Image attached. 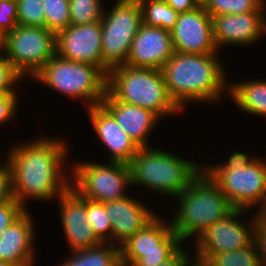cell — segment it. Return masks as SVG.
Here are the masks:
<instances>
[{"instance_id":"obj_12","label":"cell","mask_w":266,"mask_h":266,"mask_svg":"<svg viewBox=\"0 0 266 266\" xmlns=\"http://www.w3.org/2000/svg\"><path fill=\"white\" fill-rule=\"evenodd\" d=\"M247 210L234 209L222 220L211 225L195 241V255L207 259L212 254H220L248 247L254 240L253 218L245 224L241 218ZM250 221V222H249Z\"/></svg>"},{"instance_id":"obj_26","label":"cell","mask_w":266,"mask_h":266,"mask_svg":"<svg viewBox=\"0 0 266 266\" xmlns=\"http://www.w3.org/2000/svg\"><path fill=\"white\" fill-rule=\"evenodd\" d=\"M265 0H208L204 8L211 16L241 14L255 10H265Z\"/></svg>"},{"instance_id":"obj_11","label":"cell","mask_w":266,"mask_h":266,"mask_svg":"<svg viewBox=\"0 0 266 266\" xmlns=\"http://www.w3.org/2000/svg\"><path fill=\"white\" fill-rule=\"evenodd\" d=\"M56 54V34L46 27L22 26L5 35L4 56L23 77H34Z\"/></svg>"},{"instance_id":"obj_4","label":"cell","mask_w":266,"mask_h":266,"mask_svg":"<svg viewBox=\"0 0 266 266\" xmlns=\"http://www.w3.org/2000/svg\"><path fill=\"white\" fill-rule=\"evenodd\" d=\"M249 156L246 152L233 151L225 162L203 165L202 169L235 209L253 206L258 213L266 204V161Z\"/></svg>"},{"instance_id":"obj_24","label":"cell","mask_w":266,"mask_h":266,"mask_svg":"<svg viewBox=\"0 0 266 266\" xmlns=\"http://www.w3.org/2000/svg\"><path fill=\"white\" fill-rule=\"evenodd\" d=\"M142 11V23L171 31L179 16L164 0H137Z\"/></svg>"},{"instance_id":"obj_20","label":"cell","mask_w":266,"mask_h":266,"mask_svg":"<svg viewBox=\"0 0 266 266\" xmlns=\"http://www.w3.org/2000/svg\"><path fill=\"white\" fill-rule=\"evenodd\" d=\"M104 205L106 215L111 220L112 244L117 246L143 229L157 215L151 208H147V205L129 195L119 200L104 202Z\"/></svg>"},{"instance_id":"obj_35","label":"cell","mask_w":266,"mask_h":266,"mask_svg":"<svg viewBox=\"0 0 266 266\" xmlns=\"http://www.w3.org/2000/svg\"><path fill=\"white\" fill-rule=\"evenodd\" d=\"M15 200L13 194L12 169L7 160L0 164V203Z\"/></svg>"},{"instance_id":"obj_34","label":"cell","mask_w":266,"mask_h":266,"mask_svg":"<svg viewBox=\"0 0 266 266\" xmlns=\"http://www.w3.org/2000/svg\"><path fill=\"white\" fill-rule=\"evenodd\" d=\"M253 241L258 250L260 266H266V219L259 212L255 213Z\"/></svg>"},{"instance_id":"obj_27","label":"cell","mask_w":266,"mask_h":266,"mask_svg":"<svg viewBox=\"0 0 266 266\" xmlns=\"http://www.w3.org/2000/svg\"><path fill=\"white\" fill-rule=\"evenodd\" d=\"M101 2L102 0H69L70 25L100 22L104 12Z\"/></svg>"},{"instance_id":"obj_40","label":"cell","mask_w":266,"mask_h":266,"mask_svg":"<svg viewBox=\"0 0 266 266\" xmlns=\"http://www.w3.org/2000/svg\"><path fill=\"white\" fill-rule=\"evenodd\" d=\"M5 53V34L0 31V56Z\"/></svg>"},{"instance_id":"obj_16","label":"cell","mask_w":266,"mask_h":266,"mask_svg":"<svg viewBox=\"0 0 266 266\" xmlns=\"http://www.w3.org/2000/svg\"><path fill=\"white\" fill-rule=\"evenodd\" d=\"M59 213L62 228L70 251L95 247L102 242L87 221L86 198L73 188L67 189L59 198Z\"/></svg>"},{"instance_id":"obj_10","label":"cell","mask_w":266,"mask_h":266,"mask_svg":"<svg viewBox=\"0 0 266 266\" xmlns=\"http://www.w3.org/2000/svg\"><path fill=\"white\" fill-rule=\"evenodd\" d=\"M168 221L157 215L143 229L129 237L119 246L120 259L138 266H157L170 259L184 243Z\"/></svg>"},{"instance_id":"obj_3","label":"cell","mask_w":266,"mask_h":266,"mask_svg":"<svg viewBox=\"0 0 266 266\" xmlns=\"http://www.w3.org/2000/svg\"><path fill=\"white\" fill-rule=\"evenodd\" d=\"M176 198L179 206L170 222L173 231L184 243L190 237L195 241L211 225L235 209L203 169Z\"/></svg>"},{"instance_id":"obj_13","label":"cell","mask_w":266,"mask_h":266,"mask_svg":"<svg viewBox=\"0 0 266 266\" xmlns=\"http://www.w3.org/2000/svg\"><path fill=\"white\" fill-rule=\"evenodd\" d=\"M101 21L69 25L56 34V54L64 59L99 67L106 75L109 70L102 64Z\"/></svg>"},{"instance_id":"obj_32","label":"cell","mask_w":266,"mask_h":266,"mask_svg":"<svg viewBox=\"0 0 266 266\" xmlns=\"http://www.w3.org/2000/svg\"><path fill=\"white\" fill-rule=\"evenodd\" d=\"M17 0H0V31L5 35L17 27Z\"/></svg>"},{"instance_id":"obj_19","label":"cell","mask_w":266,"mask_h":266,"mask_svg":"<svg viewBox=\"0 0 266 266\" xmlns=\"http://www.w3.org/2000/svg\"><path fill=\"white\" fill-rule=\"evenodd\" d=\"M92 127L108 151V161L129 163L139 146L126 134L115 118L102 106L86 108Z\"/></svg>"},{"instance_id":"obj_5","label":"cell","mask_w":266,"mask_h":266,"mask_svg":"<svg viewBox=\"0 0 266 266\" xmlns=\"http://www.w3.org/2000/svg\"><path fill=\"white\" fill-rule=\"evenodd\" d=\"M107 92L115 100L153 111L161 119L183 112L169 96L162 70L114 67L107 74Z\"/></svg>"},{"instance_id":"obj_36","label":"cell","mask_w":266,"mask_h":266,"mask_svg":"<svg viewBox=\"0 0 266 266\" xmlns=\"http://www.w3.org/2000/svg\"><path fill=\"white\" fill-rule=\"evenodd\" d=\"M18 94L0 95V125L13 119L17 111Z\"/></svg>"},{"instance_id":"obj_15","label":"cell","mask_w":266,"mask_h":266,"mask_svg":"<svg viewBox=\"0 0 266 266\" xmlns=\"http://www.w3.org/2000/svg\"><path fill=\"white\" fill-rule=\"evenodd\" d=\"M213 37L217 49L223 45H254L266 35L265 10H255L241 14L213 16Z\"/></svg>"},{"instance_id":"obj_21","label":"cell","mask_w":266,"mask_h":266,"mask_svg":"<svg viewBox=\"0 0 266 266\" xmlns=\"http://www.w3.org/2000/svg\"><path fill=\"white\" fill-rule=\"evenodd\" d=\"M101 105L139 147H149L147 142L149 133L161 119L156 113L140 106L115 100L108 92H106Z\"/></svg>"},{"instance_id":"obj_42","label":"cell","mask_w":266,"mask_h":266,"mask_svg":"<svg viewBox=\"0 0 266 266\" xmlns=\"http://www.w3.org/2000/svg\"><path fill=\"white\" fill-rule=\"evenodd\" d=\"M259 213L266 219V204L265 206L259 211Z\"/></svg>"},{"instance_id":"obj_14","label":"cell","mask_w":266,"mask_h":266,"mask_svg":"<svg viewBox=\"0 0 266 266\" xmlns=\"http://www.w3.org/2000/svg\"><path fill=\"white\" fill-rule=\"evenodd\" d=\"M174 52L187 54H216L212 17L204 6L179 13L174 28L170 31Z\"/></svg>"},{"instance_id":"obj_25","label":"cell","mask_w":266,"mask_h":266,"mask_svg":"<svg viewBox=\"0 0 266 266\" xmlns=\"http://www.w3.org/2000/svg\"><path fill=\"white\" fill-rule=\"evenodd\" d=\"M206 260L211 266H260L258 250L254 241L243 249L212 254Z\"/></svg>"},{"instance_id":"obj_18","label":"cell","mask_w":266,"mask_h":266,"mask_svg":"<svg viewBox=\"0 0 266 266\" xmlns=\"http://www.w3.org/2000/svg\"><path fill=\"white\" fill-rule=\"evenodd\" d=\"M32 214L27 209L0 234V262L20 266H33L36 228Z\"/></svg>"},{"instance_id":"obj_1","label":"cell","mask_w":266,"mask_h":266,"mask_svg":"<svg viewBox=\"0 0 266 266\" xmlns=\"http://www.w3.org/2000/svg\"><path fill=\"white\" fill-rule=\"evenodd\" d=\"M11 148L5 159L12 169L14 199L26 210L29 199H58L71 187L63 170L69 151L62 138L35 137Z\"/></svg>"},{"instance_id":"obj_17","label":"cell","mask_w":266,"mask_h":266,"mask_svg":"<svg viewBox=\"0 0 266 266\" xmlns=\"http://www.w3.org/2000/svg\"><path fill=\"white\" fill-rule=\"evenodd\" d=\"M173 53L170 31L142 23L131 43L125 65L161 70Z\"/></svg>"},{"instance_id":"obj_29","label":"cell","mask_w":266,"mask_h":266,"mask_svg":"<svg viewBox=\"0 0 266 266\" xmlns=\"http://www.w3.org/2000/svg\"><path fill=\"white\" fill-rule=\"evenodd\" d=\"M45 27L57 34L70 25L69 0H42Z\"/></svg>"},{"instance_id":"obj_9","label":"cell","mask_w":266,"mask_h":266,"mask_svg":"<svg viewBox=\"0 0 266 266\" xmlns=\"http://www.w3.org/2000/svg\"><path fill=\"white\" fill-rule=\"evenodd\" d=\"M73 165L71 188L81 197L104 203L128 195L125 189L131 185V176L127 163L108 161L106 164H100L80 161Z\"/></svg>"},{"instance_id":"obj_7","label":"cell","mask_w":266,"mask_h":266,"mask_svg":"<svg viewBox=\"0 0 266 266\" xmlns=\"http://www.w3.org/2000/svg\"><path fill=\"white\" fill-rule=\"evenodd\" d=\"M32 79L63 96L84 99L87 108L101 105L107 92V75L99 67L57 54Z\"/></svg>"},{"instance_id":"obj_2","label":"cell","mask_w":266,"mask_h":266,"mask_svg":"<svg viewBox=\"0 0 266 266\" xmlns=\"http://www.w3.org/2000/svg\"><path fill=\"white\" fill-rule=\"evenodd\" d=\"M217 54L174 52L161 69L169 96L181 110L191 102L216 103L229 92L227 72Z\"/></svg>"},{"instance_id":"obj_44","label":"cell","mask_w":266,"mask_h":266,"mask_svg":"<svg viewBox=\"0 0 266 266\" xmlns=\"http://www.w3.org/2000/svg\"><path fill=\"white\" fill-rule=\"evenodd\" d=\"M199 6H204L208 0H195Z\"/></svg>"},{"instance_id":"obj_41","label":"cell","mask_w":266,"mask_h":266,"mask_svg":"<svg viewBox=\"0 0 266 266\" xmlns=\"http://www.w3.org/2000/svg\"><path fill=\"white\" fill-rule=\"evenodd\" d=\"M114 266H132V264L126 263L120 259Z\"/></svg>"},{"instance_id":"obj_30","label":"cell","mask_w":266,"mask_h":266,"mask_svg":"<svg viewBox=\"0 0 266 266\" xmlns=\"http://www.w3.org/2000/svg\"><path fill=\"white\" fill-rule=\"evenodd\" d=\"M17 25L45 27V12L42 0H17Z\"/></svg>"},{"instance_id":"obj_28","label":"cell","mask_w":266,"mask_h":266,"mask_svg":"<svg viewBox=\"0 0 266 266\" xmlns=\"http://www.w3.org/2000/svg\"><path fill=\"white\" fill-rule=\"evenodd\" d=\"M87 221L93 227L94 233L102 243L112 244L111 220L106 215L104 203L86 199Z\"/></svg>"},{"instance_id":"obj_8","label":"cell","mask_w":266,"mask_h":266,"mask_svg":"<svg viewBox=\"0 0 266 266\" xmlns=\"http://www.w3.org/2000/svg\"><path fill=\"white\" fill-rule=\"evenodd\" d=\"M104 10L102 26V64L108 69L125 65L131 43L142 24V11L137 0H115Z\"/></svg>"},{"instance_id":"obj_33","label":"cell","mask_w":266,"mask_h":266,"mask_svg":"<svg viewBox=\"0 0 266 266\" xmlns=\"http://www.w3.org/2000/svg\"><path fill=\"white\" fill-rule=\"evenodd\" d=\"M25 211L26 209L16 200L0 203V234Z\"/></svg>"},{"instance_id":"obj_37","label":"cell","mask_w":266,"mask_h":266,"mask_svg":"<svg viewBox=\"0 0 266 266\" xmlns=\"http://www.w3.org/2000/svg\"><path fill=\"white\" fill-rule=\"evenodd\" d=\"M164 1L179 13L194 10L199 6L195 0H164Z\"/></svg>"},{"instance_id":"obj_31","label":"cell","mask_w":266,"mask_h":266,"mask_svg":"<svg viewBox=\"0 0 266 266\" xmlns=\"http://www.w3.org/2000/svg\"><path fill=\"white\" fill-rule=\"evenodd\" d=\"M24 79L13 67L11 62L3 55L0 56V95L18 94L14 85Z\"/></svg>"},{"instance_id":"obj_43","label":"cell","mask_w":266,"mask_h":266,"mask_svg":"<svg viewBox=\"0 0 266 266\" xmlns=\"http://www.w3.org/2000/svg\"><path fill=\"white\" fill-rule=\"evenodd\" d=\"M0 266H20V265L8 263V262H0Z\"/></svg>"},{"instance_id":"obj_23","label":"cell","mask_w":266,"mask_h":266,"mask_svg":"<svg viewBox=\"0 0 266 266\" xmlns=\"http://www.w3.org/2000/svg\"><path fill=\"white\" fill-rule=\"evenodd\" d=\"M70 258L60 266H114L120 260L119 246L101 243L95 247L70 251Z\"/></svg>"},{"instance_id":"obj_39","label":"cell","mask_w":266,"mask_h":266,"mask_svg":"<svg viewBox=\"0 0 266 266\" xmlns=\"http://www.w3.org/2000/svg\"><path fill=\"white\" fill-rule=\"evenodd\" d=\"M193 256V257H192ZM191 254L182 262L180 266H211L210 263L203 258ZM193 258V259H191ZM195 259V260H194ZM193 262V263H192Z\"/></svg>"},{"instance_id":"obj_38","label":"cell","mask_w":266,"mask_h":266,"mask_svg":"<svg viewBox=\"0 0 266 266\" xmlns=\"http://www.w3.org/2000/svg\"><path fill=\"white\" fill-rule=\"evenodd\" d=\"M188 256H189V251L186 252V250L181 247L170 259H168L163 263L158 264L157 266H180ZM132 266H138V265L132 264Z\"/></svg>"},{"instance_id":"obj_6","label":"cell","mask_w":266,"mask_h":266,"mask_svg":"<svg viewBox=\"0 0 266 266\" xmlns=\"http://www.w3.org/2000/svg\"><path fill=\"white\" fill-rule=\"evenodd\" d=\"M131 185L147 187L164 196L176 197L202 170L201 165L158 147H139L128 163Z\"/></svg>"},{"instance_id":"obj_22","label":"cell","mask_w":266,"mask_h":266,"mask_svg":"<svg viewBox=\"0 0 266 266\" xmlns=\"http://www.w3.org/2000/svg\"><path fill=\"white\" fill-rule=\"evenodd\" d=\"M228 93L238 109L266 118V79L229 83Z\"/></svg>"}]
</instances>
